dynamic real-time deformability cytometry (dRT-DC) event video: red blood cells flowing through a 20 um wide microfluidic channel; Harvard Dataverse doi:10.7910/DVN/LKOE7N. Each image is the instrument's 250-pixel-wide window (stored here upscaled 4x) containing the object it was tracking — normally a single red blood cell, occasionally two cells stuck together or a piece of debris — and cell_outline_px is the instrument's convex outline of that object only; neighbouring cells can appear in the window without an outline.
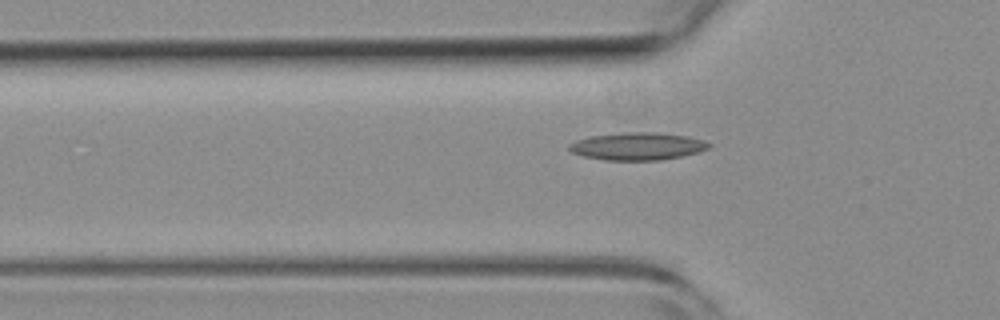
{"species": "common noctule bat (a hibernating species)", "species_latin": "Nyctalus noctula", "temperature_condition": "room temperature", "stored_images_in_passage": 40, "camera_frame_rate_fps": 3000, "um_per_image_px": 0.085, "animal": {"sex": "female", "body_mass_g": 19.3, "forearm_length_mm": 54.1}, "frame": {"image": 1, "passage_image": 5, "time_ms": 1.333, "image_size_px": [1000, 320], "cell_outline_px": [[712, 144], [708, 148], [700, 152], [660, 160], [604, 160], [584, 156], [572, 152], [568, 148], [568, 144], [576, 140], [588, 136], [628, 132], [656, 132], [688, 136]], "centroid_in_image_um": [54.16, 12.43], "position_along_channel_um": 71.6, "area_um2": 22.37}}
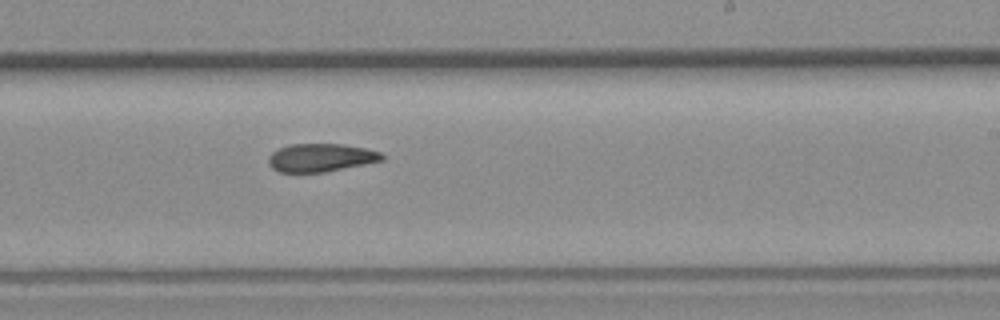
{"frame": {"image": 2, "passage_image": 20, "time_ms": 6.333, "image_size_px": [1000, 320], "cell_outline_px": [[384, 160], [324, 172], [280, 172], [272, 168], [268, 164], [268, 156], [272, 152], [280, 148], [292, 144], [340, 144], [364, 148], [380, 152], [384, 156]], "centroid_in_image_um": [27.24, 13.4], "position_along_channel_um": 261.8, "area_um2": 18.44}}
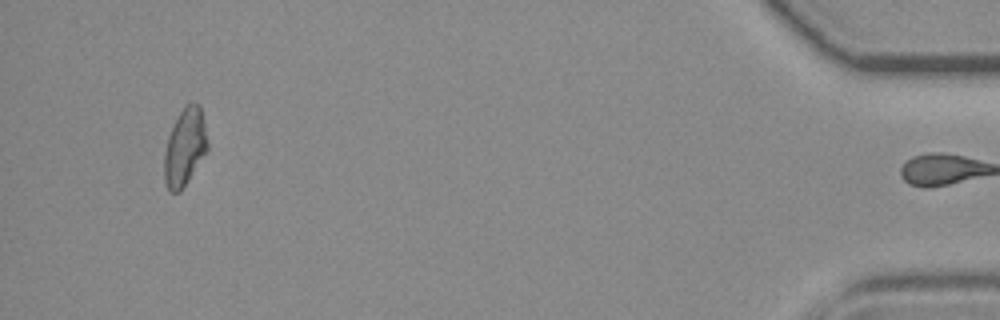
{"frame": {"image": 3, "passage_image": 39, "time_ms": 12.667, "image_size_px": [1000, 320], "cell_outline_px": [[208, 152], [180, 192], [168, 192], [164, 180], [164, 152], [168, 136], [180, 112], [188, 104], [200, 104], [208, 144]], "centroid_in_image_um": [15.71, 12.57], "position_along_channel_um": 419.5, "area_um2": 19.48}, "authors_computed_cell_mechanics": {"area_um2": 19.3341, "velocity_mm_per_s": 3.794, "shape_relaxation_time_tau1_ms": null, "shape_relaxation_time_tau2_ms": 7.0141, "deformation_change_tau1": null, "deformation_change_tau2": 0.1556}}